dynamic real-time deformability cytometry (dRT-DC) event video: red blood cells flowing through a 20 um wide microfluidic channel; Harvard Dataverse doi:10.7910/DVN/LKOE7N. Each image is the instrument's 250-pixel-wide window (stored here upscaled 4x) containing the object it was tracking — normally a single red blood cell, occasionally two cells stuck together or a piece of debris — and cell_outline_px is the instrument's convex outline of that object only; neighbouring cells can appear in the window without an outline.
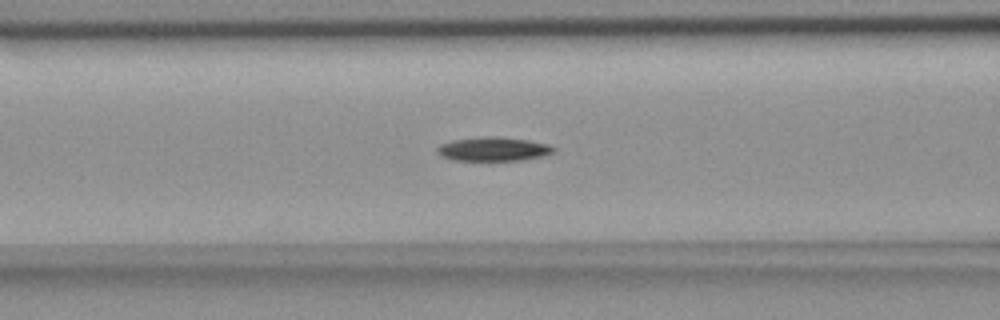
{"species": "common noctule bat (a hibernating species)", "species_latin": "Nyctalus noctula", "temperature_condition": "room temperature", "stored_images_in_passage": 44, "camera_frame_rate_fps": 3000, "um_per_image_px": 0.085, "animal": {"sex": "female", "body_mass_g": 18.4}, "frame": {"image": 1, "passage_image": 10, "time_ms": 3.0, "image_size_px": [1000, 320], "cell_outline_px": [[556, 152], [544, 156], [520, 160], [452, 160], [440, 156], [436, 152], [436, 148], [440, 144], [452, 140], [492, 136], [528, 140], [548, 144], [556, 148]], "centroid_in_image_um": [41.94, 12.68], "position_along_channel_um": 124.7, "area_um2": 16.24}}
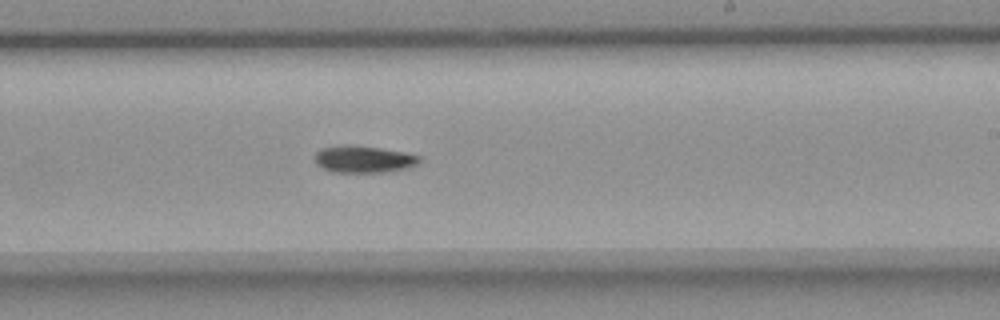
{"frame": {"image": 2, "passage_image": 21, "time_ms": 6.667, "image_size_px": [1000, 320], "cell_outline_px": [[420, 160], [416, 164], [408, 168], [388, 172], [332, 172], [316, 164], [316, 152], [320, 148], [340, 144], [380, 148], [404, 152], [420, 156]], "centroid_in_image_um": [30.89, 13.53], "position_along_channel_um": 258.1, "area_um2": 16.42}}
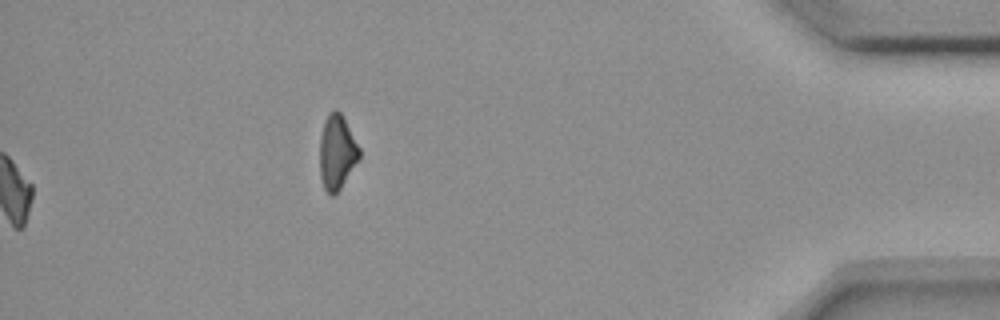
{"frame": {"image": 3, "passage_image": 44, "time_ms": 14.333, "image_size_px": [1000, 320], "cell_outline_px": [[360, 156], [340, 188], [332, 196], [324, 188], [320, 176], [320, 136], [328, 112], [332, 108], [336, 108], [340, 112], [360, 148]], "centroid_in_image_um": [28.62, 12.9], "position_along_channel_um": 406.6, "area_um2": 16.88}, "authors_computed_cell_mechanics": {"area_um2": 15.9528, "velocity_mm_per_s": 3.6537, "shape_relaxation_time_tau1_ms": 7.907, "shape_relaxation_time_tau2_ms": null, "deformation_change_tau1": 0.1672, "deformation_change_tau2": null}}